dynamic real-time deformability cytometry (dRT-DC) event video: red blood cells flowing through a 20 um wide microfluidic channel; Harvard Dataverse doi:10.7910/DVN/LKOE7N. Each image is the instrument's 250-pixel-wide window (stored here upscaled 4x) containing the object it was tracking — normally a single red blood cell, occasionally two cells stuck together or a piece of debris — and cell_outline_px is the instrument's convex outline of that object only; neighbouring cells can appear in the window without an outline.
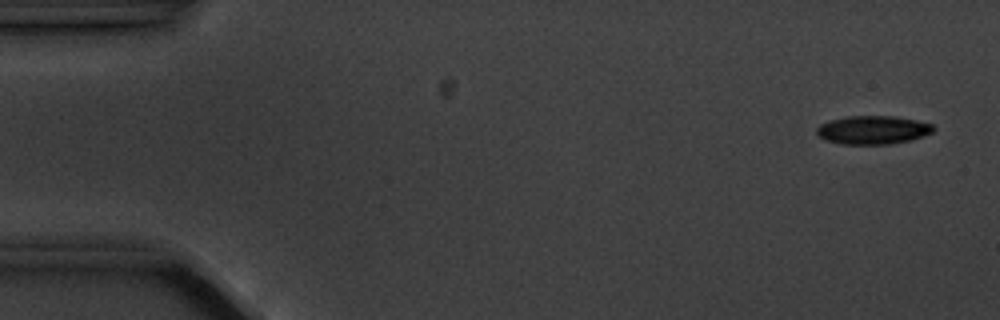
{"species": "common noctule bat (a hibernating species)", "species_latin": "Nyctalus noctula", "temperature_condition": "cold", "stored_images_in_passage": 4, "camera_frame_rate_fps": 3000, "um_per_image_px": 0.085, "animal": {"sex": "male", "body_mass_g": 20.1, "forearm_length_mm": 53.5}, "frame": {"image": 1, "passage_image": 1, "time_ms": 0.0, "image_size_px": [1000, 320], "cell_outline_px": [[936, 128], [932, 132], [912, 140], [892, 144], [840, 144], [824, 140], [816, 132], [816, 128], [820, 124], [828, 120], [848, 116], [892, 116], [916, 120], [932, 124]], "centroid_in_image_um": [74.18, 11.05], "position_along_channel_um": 10.8, "area_um2": 19.48}}
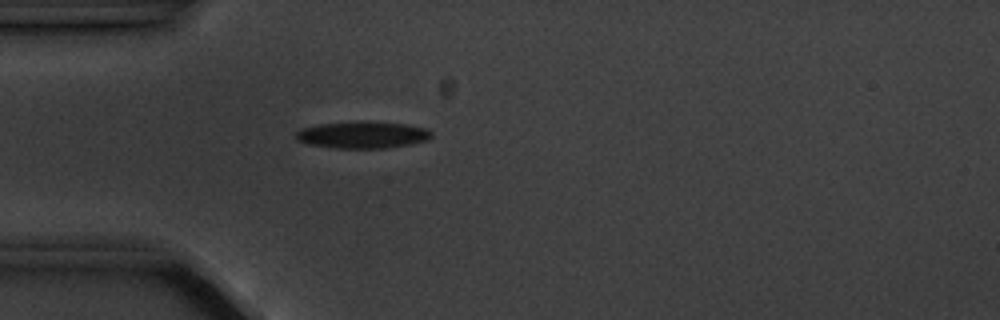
{"frame": {"image": 2, "passage_image": 4, "time_ms": 4.333, "image_size_px": [1000, 320], "cell_outline_px": [[432, 136], [428, 140], [408, 144], [384, 148], [332, 148], [308, 144], [296, 140], [296, 132], [300, 128], [320, 124], [408, 124], [424, 128], [432, 132]], "centroid_in_image_um": [30.78, 11.51], "position_along_channel_um": 54.2, "area_um2": 20.17}}